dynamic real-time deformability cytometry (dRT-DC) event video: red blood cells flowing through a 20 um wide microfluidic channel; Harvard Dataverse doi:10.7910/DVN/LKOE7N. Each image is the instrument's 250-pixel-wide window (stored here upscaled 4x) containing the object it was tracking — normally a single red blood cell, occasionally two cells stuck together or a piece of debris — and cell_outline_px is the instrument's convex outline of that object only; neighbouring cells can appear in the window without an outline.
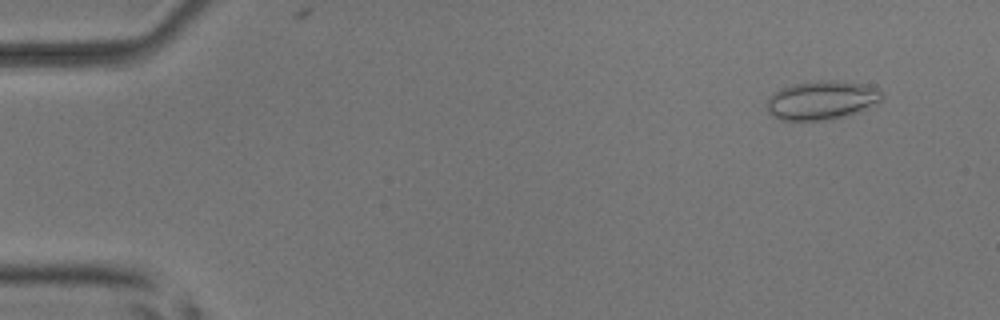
{"species": "common noctule bat (a hibernating species)", "species_latin": "Nyctalus noctula", "temperature_condition": "room temperature", "stored_images_in_passage": 6, "camera_frame_rate_fps": 3000, "um_per_image_px": 0.085, "animal": {"sex": "male", "body_mass_g": 17.9, "forearm_length_mm": 54.2}, "frame": {"image": 1, "passage_image": 5, "time_ms": 1.333, "image_size_px": [1000, 320], "cell_outline_px": [[884, 96], [880, 100], [860, 112], [832, 120], [780, 120], [768, 112], [764, 104], [772, 92], [780, 88], [792, 84], [816, 80], [836, 80], [864, 84], [876, 88], [884, 92]], "centroid_in_image_um": [69.81, 8.51], "position_along_channel_um": 15.2, "area_um2": 26.53}}